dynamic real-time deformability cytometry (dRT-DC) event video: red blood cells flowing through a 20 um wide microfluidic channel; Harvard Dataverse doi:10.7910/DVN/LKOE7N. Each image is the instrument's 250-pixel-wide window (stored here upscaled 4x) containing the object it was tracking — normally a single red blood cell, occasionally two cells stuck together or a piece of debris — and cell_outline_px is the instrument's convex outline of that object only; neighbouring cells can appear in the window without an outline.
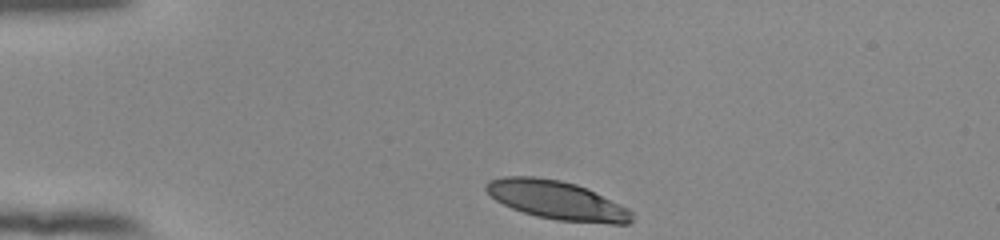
{"species": "human", "species_latin": "Homo sapiens", "temperature_condition": "room temperature", "stored_images_in_passage": 34, "camera_frame_rate_fps": 3000, "um_per_image_px": 0.085, "donor": {"sex": "female"}, "frame": {"image": 1, "passage_image": 1, "time_ms": 0.0, "image_size_px": [1000, 240], "cell_outline_px": [[632, 220], [628, 224], [612, 224], [556, 220], [536, 216], [512, 208], [496, 200], [484, 188], [484, 184], [488, 180], [504, 176], [536, 176], [560, 180], [576, 184], [588, 188], [628, 208], [632, 212]], "centroid_in_image_um": [47.34, 17.01], "position_along_channel_um": 37.7, "area_um2": 32.95}}
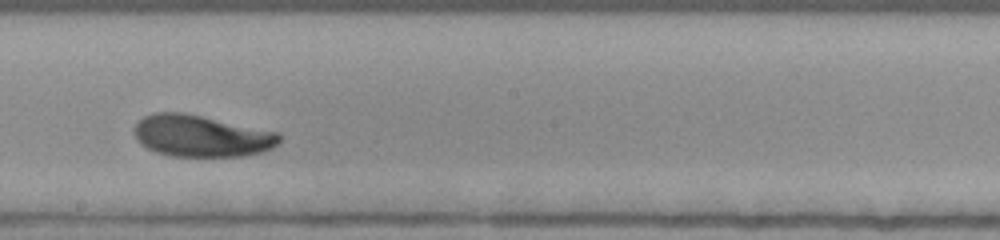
{"frame": {"image": 2, "passage_image": 20, "time_ms": 6.333, "image_size_px": [1000, 240], "cell_outline_px": [[280, 140], [272, 148], [260, 152], [244, 156], [172, 156], [156, 152], [140, 144], [136, 140], [132, 128], [144, 116], [152, 112], [184, 112], [280, 132]], "centroid_in_image_um": [17.08, 11.54], "position_along_channel_um": 231.1, "area_um2": 35.49}}
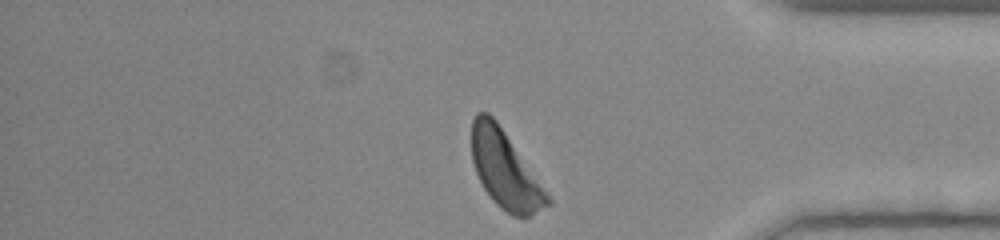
{"frame": {"image": 3, "passage_image": 34, "time_ms": 11.0, "image_size_px": [1000, 240], "cell_outline_px": [[552, 204], [532, 216], [512, 216], [500, 208], [492, 200], [484, 188], [476, 172], [472, 160], [472, 120], [476, 112], [488, 112], [496, 120], [548, 192], [552, 200]], "centroid_in_image_um": [42.95, 14.45], "position_along_channel_um": 392.2, "area_um2": 34.1}, "authors_computed_cell_mechanics": {"area_um2": 34.9401, "velocity_mm_per_s": 3.8247, "shape_relaxation_time_tau1_ms": 2.6684, "shape_relaxation_time_tau2_ms": null, "deformation_change_tau1": 0.1349, "deformation_change_tau2": null}}